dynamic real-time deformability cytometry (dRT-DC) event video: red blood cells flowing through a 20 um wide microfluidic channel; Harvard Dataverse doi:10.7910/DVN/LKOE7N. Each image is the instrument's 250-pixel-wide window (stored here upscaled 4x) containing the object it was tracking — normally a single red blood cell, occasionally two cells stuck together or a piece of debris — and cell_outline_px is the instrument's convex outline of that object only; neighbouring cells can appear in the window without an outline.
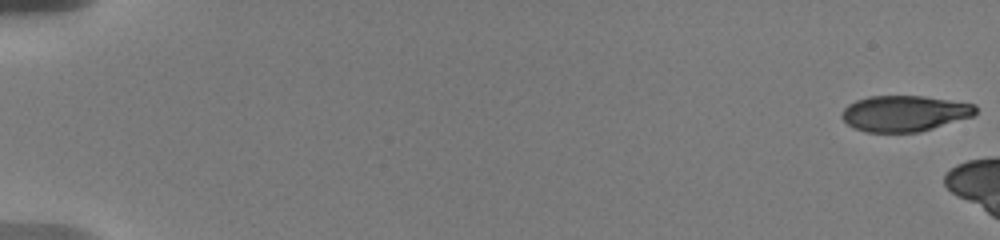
{"species": "human", "species_latin": "Homo sapiens", "temperature_condition": "warm", "stored_images_in_passage": 14, "camera_frame_rate_fps": 3000, "um_per_image_px": 0.085, "donor": {"sex": "male"}, "frame": {"image": 1, "passage_image": 1, "time_ms": 0.0, "image_size_px": [1000, 240], "cell_outline_px": [[976, 112], [972, 116], [920, 132], [868, 132], [856, 128], [848, 124], [840, 116], [844, 108], [848, 104], [856, 100], [868, 96], [924, 96], [976, 104]], "centroid_in_image_um": [76.87, 9.63], "position_along_channel_um": 8.1, "area_um2": 27.86}}
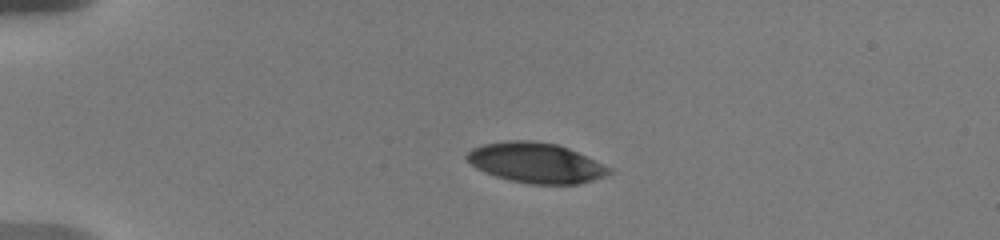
{"frame": {"image": 2, "passage_image": 5, "time_ms": 0.667, "image_size_px": [1000, 240], "cell_outline_px": [[612, 172], [608, 176], [580, 184], [532, 184], [508, 180], [484, 172], [476, 168], [464, 156], [472, 148], [484, 144], [512, 140], [532, 140], [556, 144], [568, 148], [612, 168]], "centroid_in_image_um": [45.57, 13.85], "position_along_channel_um": 39.4, "area_um2": 33.29}}